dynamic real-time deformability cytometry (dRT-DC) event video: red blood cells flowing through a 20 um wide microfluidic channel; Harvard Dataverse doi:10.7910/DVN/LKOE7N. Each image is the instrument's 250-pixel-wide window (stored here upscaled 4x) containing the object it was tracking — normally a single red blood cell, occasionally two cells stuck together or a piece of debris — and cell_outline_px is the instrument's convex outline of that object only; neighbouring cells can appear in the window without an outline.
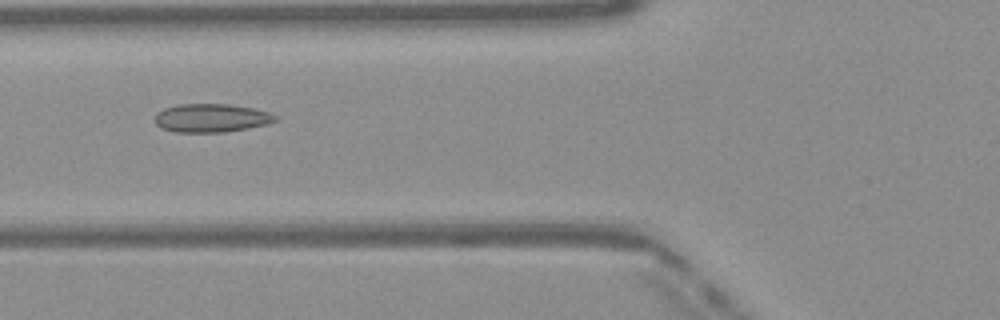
{"species": "Egyptian fruit bat (a non-hibernating species)", "species_latin": "Rousettus aegyptiacus", "temperature_condition": "warm", "stored_images_in_passage": 49, "camera_frame_rate_fps": 3000, "um_per_image_px": 0.085, "frame": {"image": 1, "passage_image": 19, "time_ms": 6.0, "image_size_px": [1000, 320], "cell_outline_px": [[276, 120], [268, 124], [248, 128], [224, 132], [176, 132], [160, 128], [156, 124], [156, 112], [164, 108], [176, 104], [228, 104], [252, 108], [272, 112], [276, 116]], "centroid_in_image_um": [17.95, 10.02], "position_along_channel_um": 107.8, "area_um2": 20.06}}
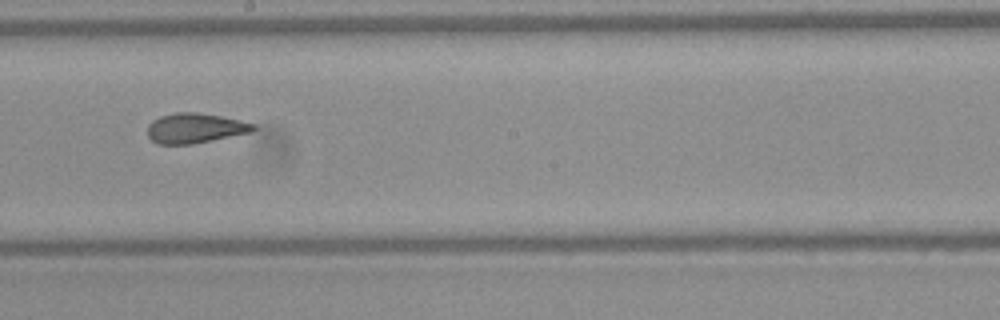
{"frame": {"image": 2, "passage_image": 28, "time_ms": 9.0, "image_size_px": [1000, 320], "cell_outline_px": [[256, 128], [252, 132], [192, 144], [156, 144], [148, 136], [148, 124], [152, 120], [160, 116], [176, 112], [196, 112], [220, 116], [240, 120], [256, 124]], "centroid_in_image_um": [16.57, 10.89], "position_along_channel_um": 231.6, "area_um2": 18.5}}
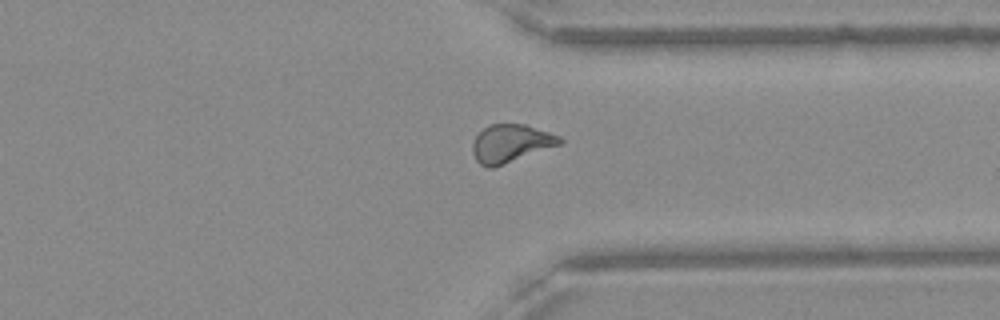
{"frame": {"image": 3, "passage_image": 38, "time_ms": 12.333, "image_size_px": [1000, 320], "cell_outline_px": [[564, 140], [560, 144], [492, 168], [488, 168], [480, 164], [476, 160], [472, 152], [472, 144], [476, 136], [488, 124], [524, 124], [560, 136]], "centroid_in_image_um": [43.38, 12.18], "position_along_channel_um": 368.0, "area_um2": 19.02}, "authors_computed_cell_mechanics": {"area_um2": 19.2474, "velocity_mm_per_s": 4.1149, "shape_relaxation_time_tau1_ms": null, "shape_relaxation_time_tau2_ms": 1.4401, "deformation_change_tau1": null, "deformation_change_tau2": 0.0822}}